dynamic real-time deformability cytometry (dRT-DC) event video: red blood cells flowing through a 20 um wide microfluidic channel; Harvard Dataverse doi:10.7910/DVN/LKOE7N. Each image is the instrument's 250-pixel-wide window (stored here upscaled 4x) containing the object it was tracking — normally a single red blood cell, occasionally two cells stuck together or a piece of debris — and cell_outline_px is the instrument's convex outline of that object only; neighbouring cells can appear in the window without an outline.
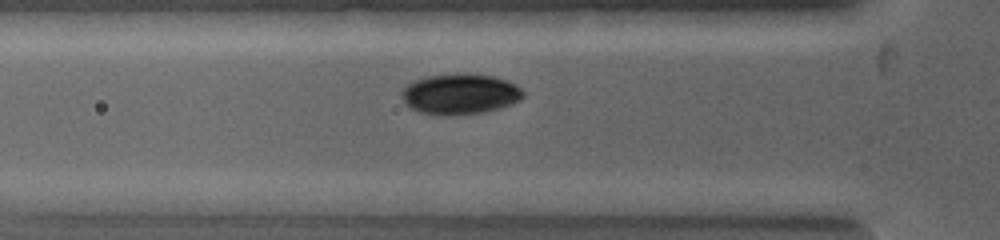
{"species": "common noctule bat (a hibernating species)", "species_latin": "Nyctalus noctula", "temperature_condition": "warm", "stored_images_in_passage": 5, "camera_frame_rate_fps": 5000, "um_per_image_px": 0.085, "animal": {"sex": "female", "body_mass_g": 19.0, "forearm_length_mm": 53.3}, "frame": {"image": 1, "passage_image": 2, "time_ms": 0.4, "image_size_px": [1000, 240], "cell_outline_px": [[524, 96], [500, 108], [484, 112], [456, 116], [440, 116], [424, 112], [412, 108], [404, 100], [400, 92], [412, 80], [428, 76], [456, 72], [464, 72], [492, 76], [504, 80], [520, 88], [524, 92]], "centroid_in_image_um": [39.06, 7.98], "position_along_channel_um": 86.7, "area_um2": 28.73}}